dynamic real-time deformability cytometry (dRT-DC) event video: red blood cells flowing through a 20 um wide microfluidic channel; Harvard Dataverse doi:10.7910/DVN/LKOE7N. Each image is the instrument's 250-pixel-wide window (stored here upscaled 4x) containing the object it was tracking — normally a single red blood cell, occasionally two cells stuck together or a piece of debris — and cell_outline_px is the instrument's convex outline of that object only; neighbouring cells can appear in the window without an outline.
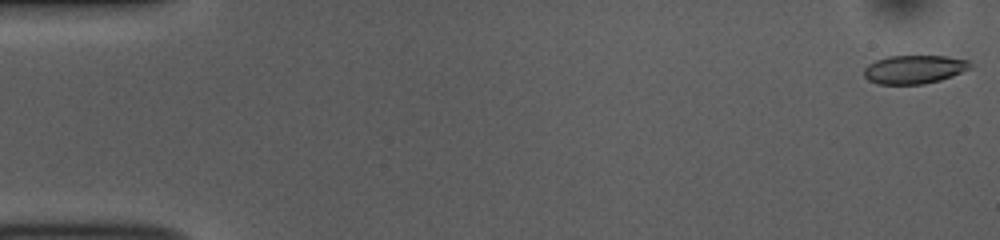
{"species": "common noctule bat (a hibernating species)", "species_latin": "Nyctalus noctula", "temperature_condition": "room temperature", "stored_images_in_passage": 52, "camera_frame_rate_fps": 3000, "um_per_image_px": 0.085, "animal": {"sex": "female", "body_mass_g": 10.0, "forearm_length_mm": 53.1}, "frame": {"image": 1, "passage_image": 1, "time_ms": 0.0, "image_size_px": [1000, 240], "cell_outline_px": [[972, 68], [952, 76], [940, 80], [924, 84], [880, 84], [868, 80], [864, 76], [864, 68], [868, 64], [876, 60], [888, 56], [944, 56], [968, 60], [972, 64]], "centroid_in_image_um": [77.71, 5.9], "position_along_channel_um": 7.3, "area_um2": 17.69}}
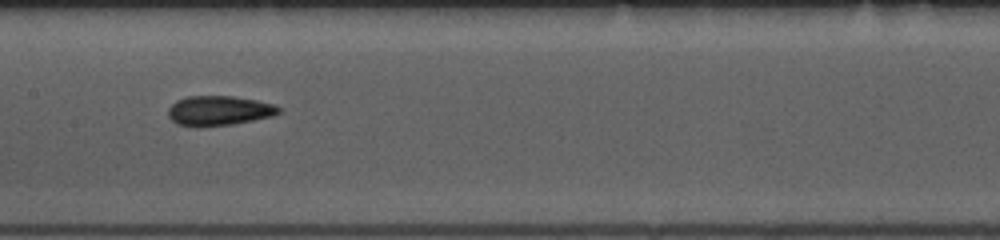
{"frame": {"image": 2, "passage_image": 26, "time_ms": 8.333, "image_size_px": [1000, 240], "cell_outline_px": [[284, 112], [272, 116], [232, 124], [196, 128], [176, 124], [168, 116], [168, 108], [176, 100], [188, 96], [232, 96], [256, 100], [272, 104], [280, 108]], "centroid_in_image_um": [18.58, 9.42], "position_along_channel_um": 188.8, "area_um2": 19.36}}
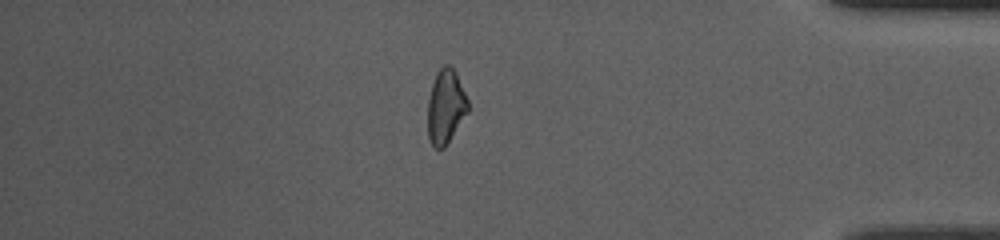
{"frame": {"image": 3, "passage_image": 45, "time_ms": 14.667, "image_size_px": [1000, 240], "cell_outline_px": [[468, 112], [444, 148], [436, 148], [432, 144], [428, 136], [428, 96], [436, 72], [444, 64], [448, 64], [456, 72], [468, 100]], "centroid_in_image_um": [37.88, 9.04], "position_along_channel_um": 397.3, "area_um2": 17.34}, "authors_computed_cell_mechanics": {"area_um2": 18.4671, "velocity_mm_per_s": 3.8146, "shape_relaxation_time_tau1_ms": 3.5319, "shape_relaxation_time_tau2_ms": 1.8393, "deformation_change_tau1": 0.1239, "deformation_change_tau2": 0.0973}}